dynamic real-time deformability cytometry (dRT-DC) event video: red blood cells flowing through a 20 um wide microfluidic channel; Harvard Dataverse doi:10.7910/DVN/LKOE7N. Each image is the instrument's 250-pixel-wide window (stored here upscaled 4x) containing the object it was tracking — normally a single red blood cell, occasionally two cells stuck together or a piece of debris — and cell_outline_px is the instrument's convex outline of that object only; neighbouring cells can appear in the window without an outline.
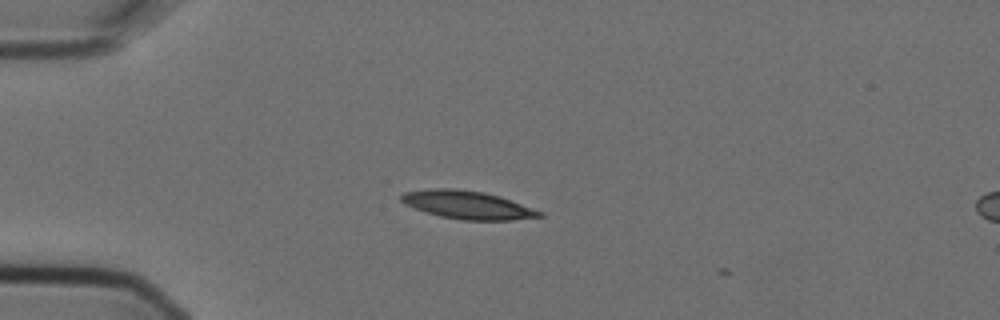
{"species": "Egyptian fruit bat (a non-hibernating species)", "species_latin": "Rousettus aegyptiacus", "temperature_condition": "cold", "stored_images_in_passage": 2, "camera_frame_rate_fps": 3000, "um_per_image_px": 0.085, "animal": {"sex": "female"}, "frame": {"image": 1, "passage_image": 1, "time_ms": 0.0, "image_size_px": [1000, 320], "cell_outline_px": [[544, 216], [512, 220], [460, 220], [440, 216], [404, 204], [400, 200], [400, 196], [404, 192], [428, 188], [456, 188], [484, 192], [500, 196], [544, 212]], "centroid_in_image_um": [39.74, 17.41], "position_along_channel_um": 45.3, "area_um2": 22.72}}